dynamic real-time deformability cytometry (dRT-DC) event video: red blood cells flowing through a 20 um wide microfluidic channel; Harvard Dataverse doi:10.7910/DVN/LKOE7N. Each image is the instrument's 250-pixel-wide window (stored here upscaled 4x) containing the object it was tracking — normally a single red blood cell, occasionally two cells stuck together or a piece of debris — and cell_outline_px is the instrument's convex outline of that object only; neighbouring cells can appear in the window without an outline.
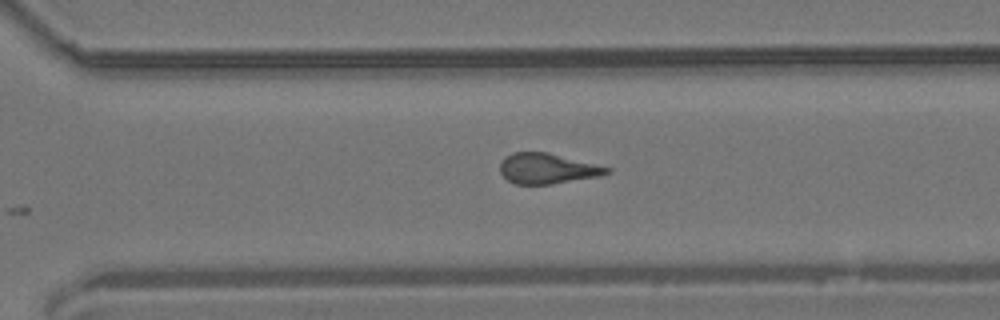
{"species": "common noctule bat (a hibernating species)", "species_latin": "Nyctalus noctula", "temperature_condition": "room temperature", "stored_images_in_passage": 9, "camera_frame_rate_fps": 3000, "um_per_image_px": 0.085, "animal": {"sex": "male", "body_mass_g": 19.2, "forearm_length_mm": 51.8}, "frame": {"image": 1, "passage_image": 8, "time_ms": 8.333, "image_size_px": [1000, 320], "cell_outline_px": [[612, 172], [600, 176], [552, 184], [516, 184], [508, 180], [500, 172], [500, 164], [512, 152], [548, 152], [612, 168]], "centroid_in_image_um": [46.56, 14.33], "position_along_channel_um": 324.0, "area_um2": 18.84}}